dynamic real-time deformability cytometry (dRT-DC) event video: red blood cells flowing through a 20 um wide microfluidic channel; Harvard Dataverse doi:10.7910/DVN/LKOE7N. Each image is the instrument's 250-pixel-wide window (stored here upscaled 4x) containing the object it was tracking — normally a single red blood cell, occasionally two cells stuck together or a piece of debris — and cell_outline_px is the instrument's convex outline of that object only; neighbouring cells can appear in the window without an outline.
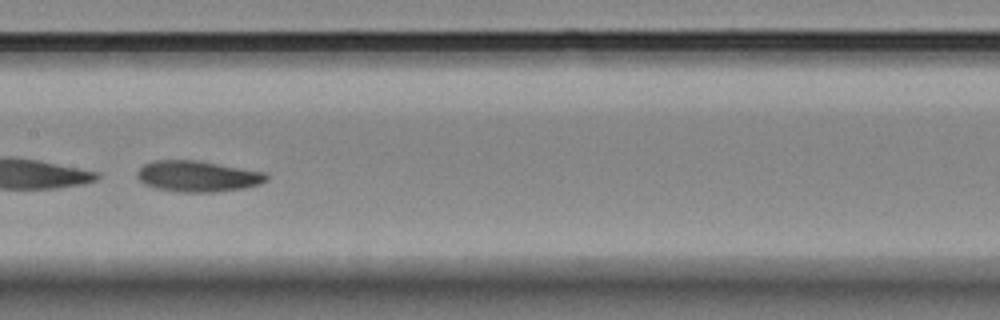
{"species": "Egyptian fruit bat (a non-hibernating species)", "species_latin": "Rousettus aegyptiacus", "temperature_condition": "room temperature", "stored_images_in_passage": 50, "camera_frame_rate_fps": 3000, "um_per_image_px": 0.085, "animal": {"sex": "female"}, "frame": {"image": 1, "passage_image": 24, "time_ms": 7.667, "image_size_px": [1000, 320], "cell_outline_px": [[268, 180], [260, 184], [244, 188], [212, 192], [180, 192], [156, 188], [144, 184], [136, 176], [136, 172], [144, 164], [152, 160], [200, 160], [268, 172]], "centroid_in_image_um": [16.83, 14.97], "position_along_channel_um": 190.6, "area_um2": 23.7}}
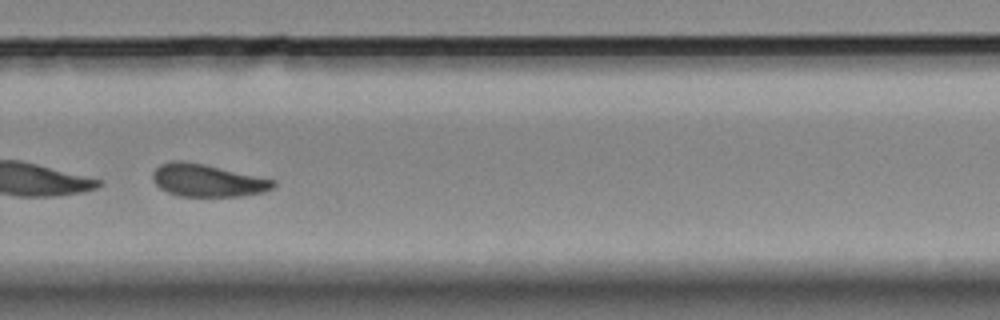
{"frame": {"image": 2, "passage_image": 34, "time_ms": 11.0, "image_size_px": [1000, 320], "cell_outline_px": [[276, 184], [272, 188], [264, 192], [240, 196], [180, 196], [168, 192], [160, 188], [152, 180], [152, 172], [160, 164], [172, 160], [184, 160], [204, 164], [276, 180]], "centroid_in_image_um": [17.61, 15.32], "position_along_channel_um": 312.2, "area_um2": 22.89}}